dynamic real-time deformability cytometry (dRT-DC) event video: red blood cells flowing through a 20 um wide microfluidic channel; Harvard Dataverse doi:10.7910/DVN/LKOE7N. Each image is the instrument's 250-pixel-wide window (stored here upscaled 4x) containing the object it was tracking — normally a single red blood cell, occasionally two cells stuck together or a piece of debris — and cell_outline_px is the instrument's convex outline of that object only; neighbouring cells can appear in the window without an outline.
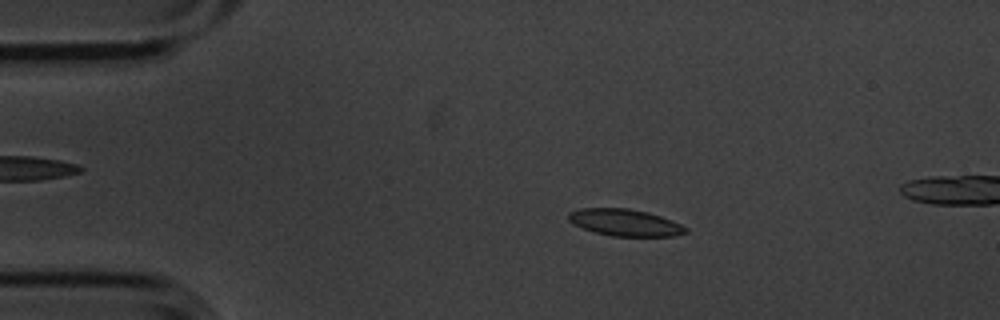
{"species": "common noctule bat (a hibernating species)", "species_latin": "Nyctalus noctula", "temperature_condition": "cold", "stored_images_in_passage": 5, "camera_frame_rate_fps": 3000, "um_per_image_px": 0.085, "animal": {"sex": "male", "body_mass_g": 20.1, "forearm_length_mm": 53.5}, "frame": {"image": 1, "passage_image": 3, "time_ms": 0.667, "image_size_px": [1000, 320], "cell_outline_px": [[688, 232], [672, 236], [612, 236], [596, 232], [584, 228], [568, 220], [568, 212], [580, 208], [628, 208], [648, 212], [672, 220], [688, 228]], "centroid_in_image_um": [53.14, 18.91], "position_along_channel_um": 31.9, "area_um2": 18.21}}